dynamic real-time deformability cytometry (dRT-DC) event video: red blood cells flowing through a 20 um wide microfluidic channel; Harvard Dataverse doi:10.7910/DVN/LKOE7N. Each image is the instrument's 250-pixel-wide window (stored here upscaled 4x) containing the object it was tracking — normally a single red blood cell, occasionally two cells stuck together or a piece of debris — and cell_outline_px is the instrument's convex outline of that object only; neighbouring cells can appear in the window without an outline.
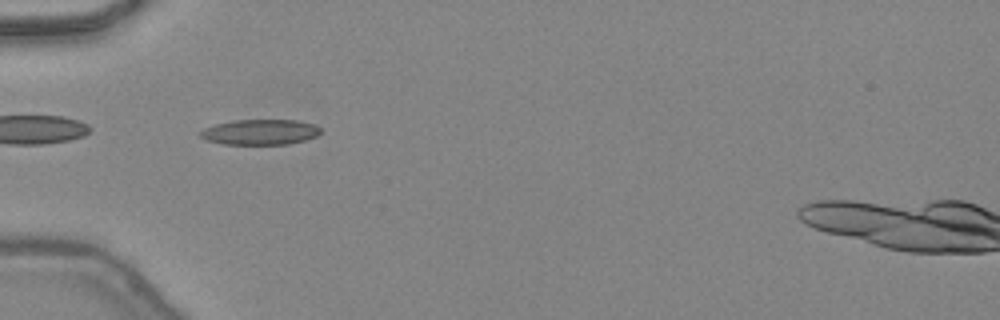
{"species": "common noctule bat (a hibernating species)", "species_latin": "Nyctalus noctula", "temperature_condition": "warm", "stored_images_in_passage": 40, "camera_frame_rate_fps": 3000, "um_per_image_px": 0.085, "animal": {"sex": "female", "body_mass_g": 24.6, "forearm_length_mm": 56.2}, "frame": {"image": 1, "passage_image": 9, "time_ms": 2.667, "image_size_px": [1000, 320], "cell_outline_px": [[320, 132], [316, 136], [304, 140], [288, 144], [224, 144], [208, 140], [200, 136], [196, 132], [204, 128], [216, 124], [232, 120], [296, 120], [316, 124], [320, 128]], "centroid_in_image_um": [22.1, 11.22], "position_along_channel_um": 62.9, "area_um2": 17.8}}
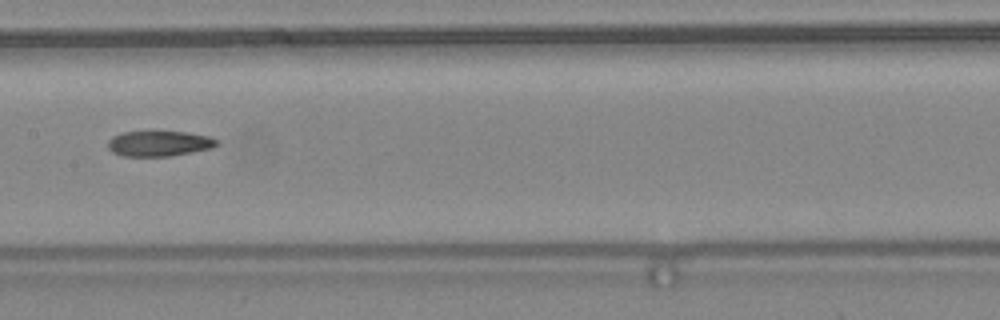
{"frame": {"image": 2, "passage_image": 18, "time_ms": 5.667, "image_size_px": [1000, 320], "cell_outline_px": [[220, 144], [212, 148], [168, 156], [124, 156], [112, 152], [108, 148], [108, 140], [112, 136], [124, 132], [184, 132], [208, 136], [216, 140]], "centroid_in_image_um": [13.5, 12.2], "position_along_channel_um": 193.9, "area_um2": 15.9}}
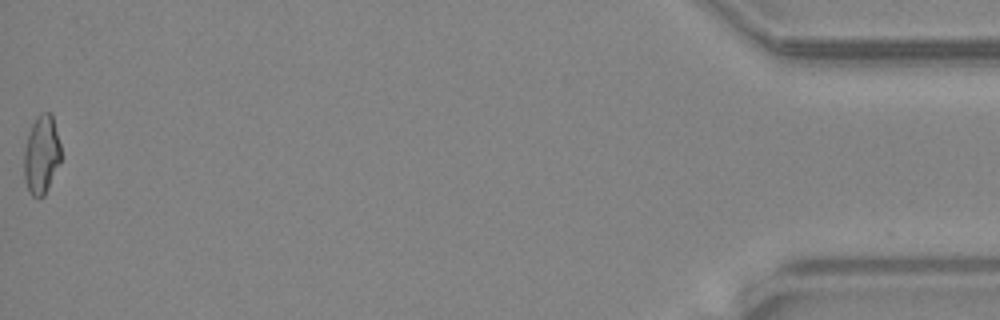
{"frame": {"image": 3, "passage_image": 40, "time_ms": 13.0, "image_size_px": [1000, 320], "cell_outline_px": [[60, 160], [44, 196], [32, 196], [24, 180], [24, 148], [32, 124], [36, 116], [40, 112], [52, 112], [60, 144]], "centroid_in_image_um": [3.51, 13.09], "position_along_channel_um": 431.7, "area_um2": 16.7}, "authors_computed_cell_mechanics": {"area_um2": 17.1377, "velocity_mm_per_s": 4.4906, "shape_relaxation_time_tau1_ms": null, "shape_relaxation_time_tau2_ms": 6.1958, "deformation_change_tau1": null, "deformation_change_tau2": 0.1413}}